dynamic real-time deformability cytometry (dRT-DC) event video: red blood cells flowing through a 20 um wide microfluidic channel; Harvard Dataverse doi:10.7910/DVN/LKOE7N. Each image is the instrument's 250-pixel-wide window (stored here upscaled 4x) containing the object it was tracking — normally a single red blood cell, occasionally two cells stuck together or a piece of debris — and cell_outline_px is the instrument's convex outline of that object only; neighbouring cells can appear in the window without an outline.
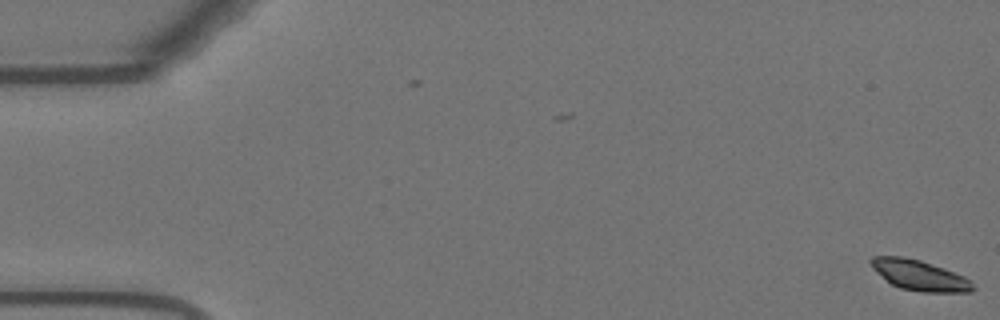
{"species": "Egyptian fruit bat (a non-hibernating species)", "species_latin": "Rousettus aegyptiacus", "temperature_condition": "warm", "stored_images_in_passage": 56, "camera_frame_rate_fps": 3000, "um_per_image_px": 0.085, "animal": {"sex": "female"}, "frame": {"image": 1, "passage_image": 1, "time_ms": 0.0, "image_size_px": [1000, 320], "cell_outline_px": [[976, 288], [972, 292], [920, 292], [900, 288], [892, 284], [872, 268], [868, 260], [872, 256], [904, 256], [920, 260], [944, 268], [964, 276], [972, 280]], "centroid_in_image_um": [78.19, 23.4], "position_along_channel_um": 6.8, "area_um2": 18.21}}
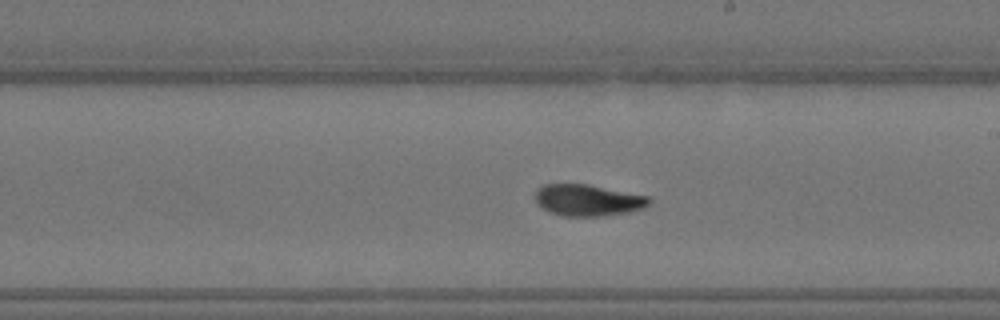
{"frame": {"image": 2, "passage_image": 32, "time_ms": 10.333, "image_size_px": [1000, 320], "cell_outline_px": [[652, 200], [644, 208], [628, 212], [604, 216], [564, 216], [548, 212], [536, 204], [536, 192], [544, 184], [588, 184], [648, 196]], "centroid_in_image_um": [49.97, 17.02], "position_along_channel_um": 239.0, "area_um2": 20.92}}
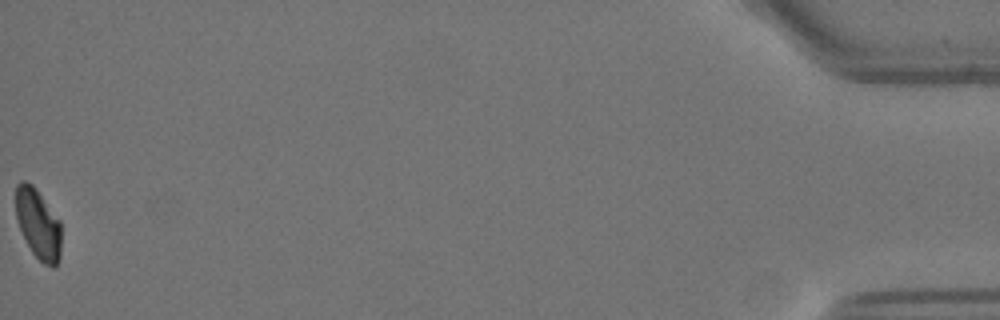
{"frame": {"image": 3, "passage_image": 56, "time_ms": 18.333, "image_size_px": [1000, 320], "cell_outline_px": [[60, 256], [56, 264], [52, 268], [44, 264], [32, 252], [20, 228], [16, 216], [16, 184], [20, 180], [24, 180], [32, 184], [36, 188], [60, 220]], "centroid_in_image_um": [3.24, 19.0], "position_along_channel_um": 432.0, "area_um2": 18.44}, "authors_computed_cell_mechanics": {"area_um2": 20.2878, "velocity_mm_per_s": 3.6652, "shape_relaxation_time_tau1_ms": 3.5996, "shape_relaxation_time_tau2_ms": 2.904, "deformation_change_tau1": 0.1755, "deformation_change_tau2": 0.0827}}